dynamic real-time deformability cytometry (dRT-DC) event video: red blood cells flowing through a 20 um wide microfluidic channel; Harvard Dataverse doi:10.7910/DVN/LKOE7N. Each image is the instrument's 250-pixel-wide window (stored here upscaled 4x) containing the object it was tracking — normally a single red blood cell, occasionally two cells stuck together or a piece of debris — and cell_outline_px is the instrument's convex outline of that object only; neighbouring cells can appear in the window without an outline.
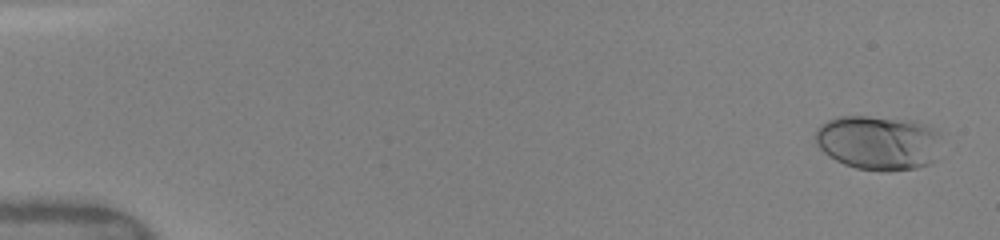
{"species": "human", "species_latin": "Homo sapiens", "temperature_condition": "warm", "stored_images_in_passage": 49, "camera_frame_rate_fps": 3000, "um_per_image_px": 0.085, "donor": {"sex": "female"}, "frame": {"image": 1, "passage_image": 2, "time_ms": 0.333, "image_size_px": [1000, 240], "cell_outline_px": [[936, 160], [932, 164], [916, 168], [888, 172], [884, 172], [856, 168], [844, 164], [828, 156], [816, 144], [816, 128], [820, 124], [836, 116], [868, 116], [916, 120], [928, 124], [936, 132]], "centroid_in_image_um": [74.62, 12.12], "position_along_channel_um": 10.4, "area_um2": 40.29}}
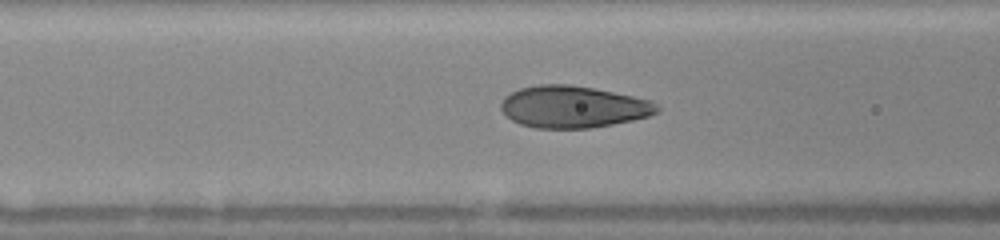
{"frame": {"image": 2, "passage_image": 22, "time_ms": 6.667, "image_size_px": [1000, 240], "cell_outline_px": [[660, 112], [648, 116], [632, 120], [592, 128], [536, 128], [520, 124], [512, 120], [500, 108], [500, 104], [504, 96], [520, 88], [540, 84], [568, 84], [592, 88], [652, 100], [660, 108]], "centroid_in_image_um": [48.72, 9.08], "position_along_channel_um": 117.9, "area_um2": 38.03}}
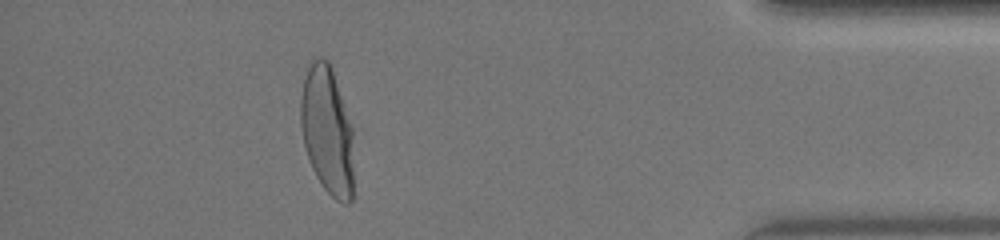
{"frame": {"image": 3, "passage_image": 44, "time_ms": 14.667, "image_size_px": [1000, 240], "cell_outline_px": [[352, 200], [348, 204], [344, 204], [336, 200], [324, 188], [316, 176], [308, 160], [304, 144], [300, 124], [300, 100], [308, 60], [316, 56], [320, 56], [328, 60], [332, 68], [352, 128]], "centroid_in_image_um": [27.78, 11.04], "position_along_channel_um": 407.4, "area_um2": 39.77}, "authors_computed_cell_mechanics": {"area_um2": 38.2058, "velocity_mm_per_s": 4.1115, "shape_relaxation_time_tau1_ms": 4.3047, "shape_relaxation_time_tau2_ms": null, "deformation_change_tau1": 0.1897, "deformation_change_tau2": null}}